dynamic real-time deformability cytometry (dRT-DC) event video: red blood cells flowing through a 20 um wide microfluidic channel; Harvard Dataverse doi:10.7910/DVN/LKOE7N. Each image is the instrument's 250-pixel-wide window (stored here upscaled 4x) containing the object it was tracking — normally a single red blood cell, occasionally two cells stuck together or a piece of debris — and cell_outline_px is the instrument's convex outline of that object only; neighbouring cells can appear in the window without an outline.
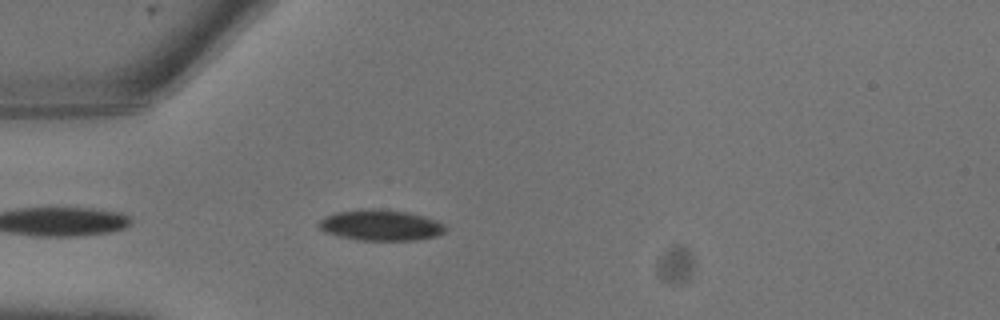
{"species": "common noctule bat (a hibernating species)", "species_latin": "Nyctalus noctula", "temperature_condition": "warm", "stored_images_in_passage": 3, "camera_frame_rate_fps": 3000, "um_per_image_px": 0.085, "animal": {"sex": "male", "body_mass_g": 13.3}, "frame": {"image": 1, "passage_image": 1, "time_ms": 0.0, "image_size_px": [1000, 320], "cell_outline_px": [[444, 232], [436, 236], [416, 240], [360, 240], [340, 236], [324, 232], [320, 228], [320, 220], [324, 216], [336, 212], [360, 208], [372, 208], [408, 212], [424, 216], [444, 224]], "centroid_in_image_um": [32.33, 19.13], "position_along_channel_um": 52.7, "area_um2": 22.66}}
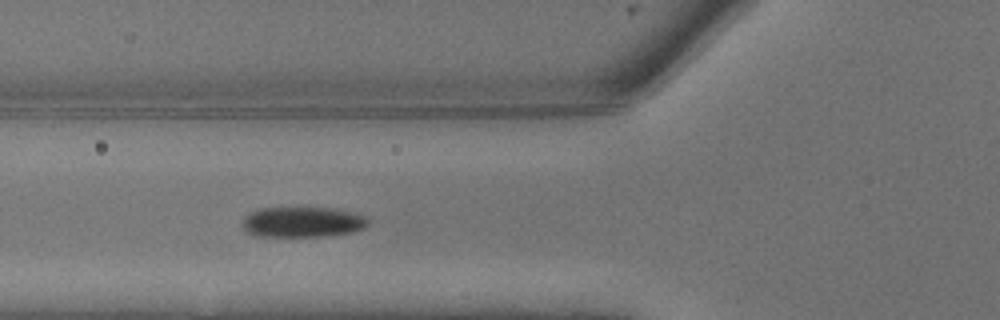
{"frame": {"image": 2, "passage_image": 3, "time_ms": 0.667, "image_size_px": [1000, 320], "cell_outline_px": [[368, 224], [364, 228], [352, 232], [328, 236], [256, 236], [248, 232], [244, 228], [244, 216], [260, 208], [336, 208], [368, 216]], "centroid_in_image_um": [25.77, 18.87], "position_along_channel_um": 100.0, "area_um2": 22.25}}